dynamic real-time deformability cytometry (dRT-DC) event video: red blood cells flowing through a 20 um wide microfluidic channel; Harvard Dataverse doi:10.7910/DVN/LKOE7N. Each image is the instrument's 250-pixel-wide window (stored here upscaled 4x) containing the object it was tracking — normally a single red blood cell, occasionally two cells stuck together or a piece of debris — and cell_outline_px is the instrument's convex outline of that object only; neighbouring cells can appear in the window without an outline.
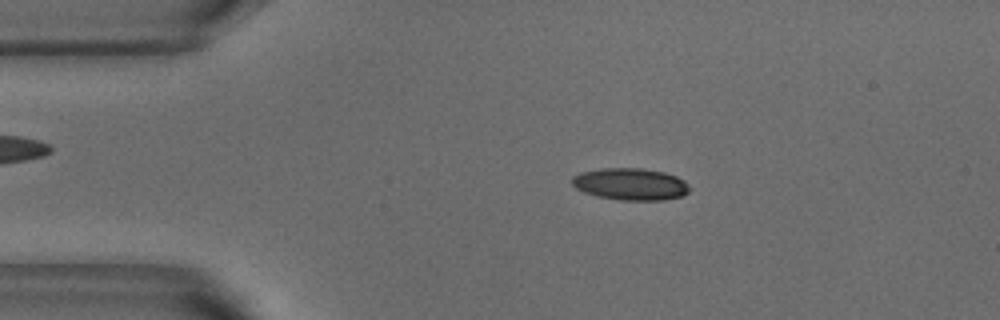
{"species": "common noctule bat (a hibernating species)", "species_latin": "Nyctalus noctula", "temperature_condition": "warm", "stored_images_in_passage": 49, "camera_frame_rate_fps": 3000, "um_per_image_px": 0.085, "animal": {"sex": "male", "body_mass_g": 18.8}, "frame": {"image": 1, "passage_image": 6, "time_ms": 1.667, "image_size_px": [1000, 320], "cell_outline_px": [[688, 192], [680, 196], [664, 200], [620, 200], [596, 196], [584, 192], [576, 188], [572, 184], [572, 176], [580, 172], [600, 168], [640, 168], [664, 172], [676, 176], [684, 180], [688, 184]], "centroid_in_image_um": [53.56, 15.64], "position_along_channel_um": 31.4, "area_um2": 21.91}}
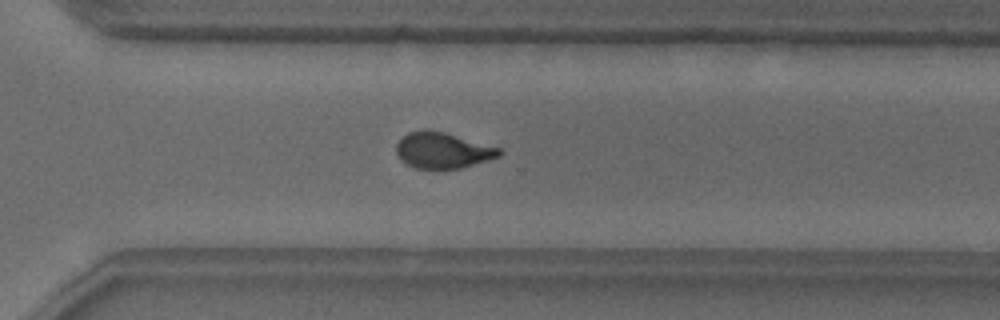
{"frame": {"image": 2, "passage_image": 33, "time_ms": 10.667, "image_size_px": [1000, 320], "cell_outline_px": [[504, 152], [500, 156], [488, 160], [460, 168], [416, 168], [404, 164], [400, 160], [396, 152], [396, 144], [408, 132], [424, 128], [428, 128], [444, 132], [500, 148]], "centroid_in_image_um": [37.6, 12.77], "position_along_channel_um": 333.0, "area_um2": 21.62}}
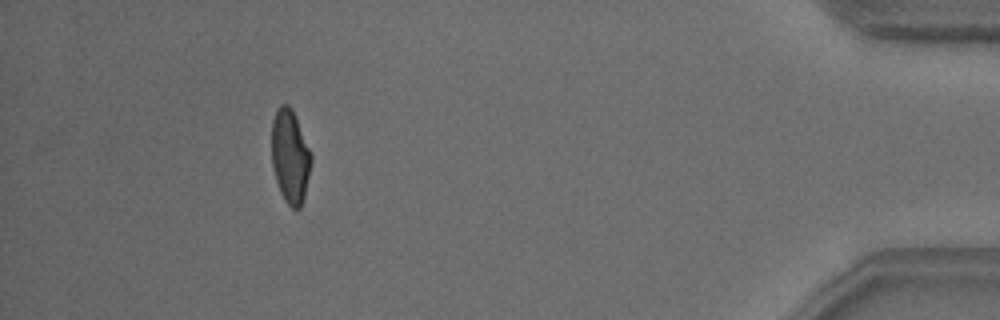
{"frame": {"image": 3, "passage_image": 44, "time_ms": 14.333, "image_size_px": [1000, 320], "cell_outline_px": [[312, 160], [304, 196], [300, 208], [292, 208], [284, 200], [280, 192], [276, 180], [272, 164], [272, 120], [280, 104], [288, 104], [292, 108], [312, 152]], "centroid_in_image_um": [24.67, 13.27], "position_along_channel_um": 410.5, "area_um2": 21.62}, "authors_computed_cell_mechanics": {"area_um2": 21.9062, "velocity_mm_per_s": 3.8015, "shape_relaxation_time_tau1_ms": 4.7017, "shape_relaxation_time_tau2_ms": 1.0393, "deformation_change_tau1": 0.158, "deformation_change_tau2": 0.0752}}